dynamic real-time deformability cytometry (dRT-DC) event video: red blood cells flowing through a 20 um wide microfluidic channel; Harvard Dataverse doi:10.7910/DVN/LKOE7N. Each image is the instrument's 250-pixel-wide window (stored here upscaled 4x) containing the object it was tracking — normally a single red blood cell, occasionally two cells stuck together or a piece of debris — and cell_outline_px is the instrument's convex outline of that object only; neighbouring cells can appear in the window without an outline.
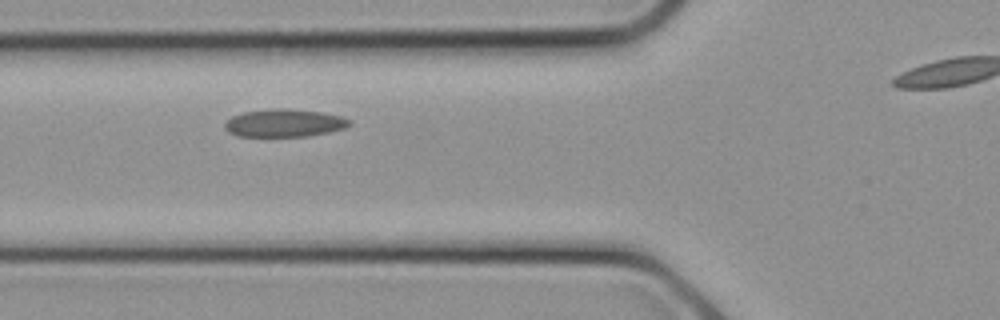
{"species": "common noctule bat (a hibernating species)", "species_latin": "Nyctalus noctula", "temperature_condition": "cold", "stored_images_in_passage": 5, "camera_frame_rate_fps": 3000, "um_per_image_px": 0.085, "animal": {"sex": "female", "body_mass_g": 21.9}, "frame": {"image": 1, "passage_image": 2, "time_ms": 0.333, "image_size_px": [1000, 320], "cell_outline_px": [[352, 124], [344, 128], [328, 132], [308, 136], [236, 136], [228, 132], [224, 128], [224, 124], [232, 116], [244, 112], [276, 108], [280, 108], [320, 112], [340, 116], [352, 120]], "centroid_in_image_um": [24.16, 10.46], "position_along_channel_um": 101.6, "area_um2": 20.06}}
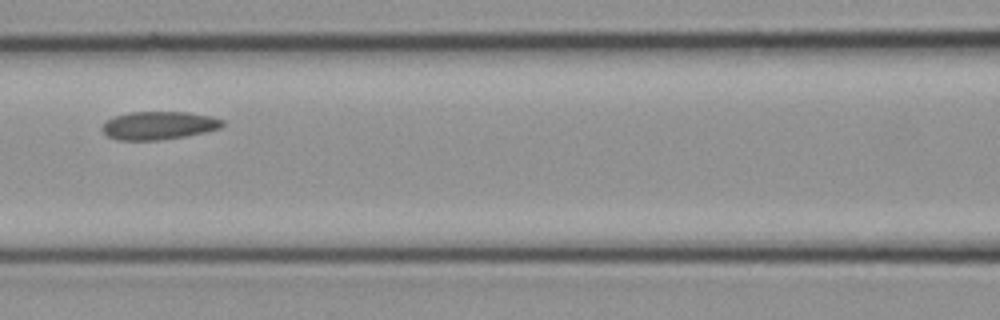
{"frame": {"image": 2, "passage_image": 4, "time_ms": 1.0, "image_size_px": [1000, 320], "cell_outline_px": [[224, 124], [220, 128], [204, 132], [184, 136], [160, 140], [116, 140], [108, 136], [100, 128], [104, 120], [128, 112], [188, 112], [212, 116], [224, 120]], "centroid_in_image_um": [13.46, 10.66], "position_along_channel_um": 153.1, "area_um2": 19.83}}